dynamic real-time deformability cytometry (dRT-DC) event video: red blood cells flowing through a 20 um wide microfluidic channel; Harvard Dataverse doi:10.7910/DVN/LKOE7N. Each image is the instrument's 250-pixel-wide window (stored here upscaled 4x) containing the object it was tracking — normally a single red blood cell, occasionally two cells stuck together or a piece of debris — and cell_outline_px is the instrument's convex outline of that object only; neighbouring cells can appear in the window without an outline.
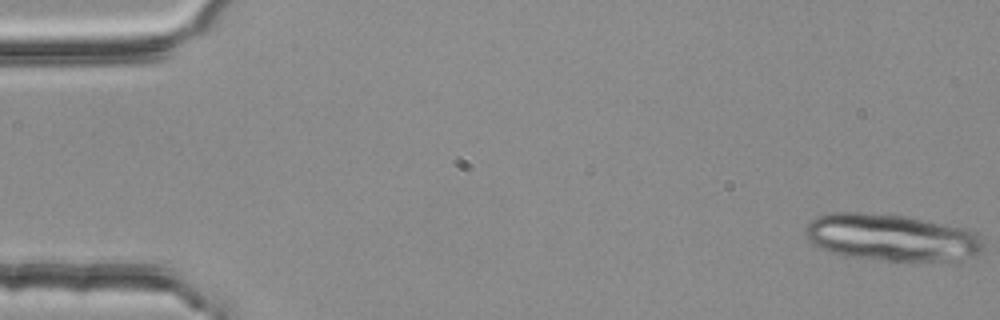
{"species": "common noctule bat (a hibernating species)", "species_latin": "Nyctalus noctula", "temperature_condition": "room temperature", "stored_images_in_passage": 28, "segment_of_instrument_passage": [1, 2], "camera_frame_rate_fps": 3000, "um_per_image_px": 0.085, "animal": {"sex": "female", "body_mass_g": 25.1}, "frame": {"image": 1, "passage_image": 1, "time_ms": 0.0, "image_size_px": [1000, 320], "cell_outline_px": [[984, 248], [976, 256], [960, 264], [896, 264], [844, 256], [820, 248], [812, 244], [808, 240], [804, 232], [804, 228], [816, 216], [832, 212], [860, 212], [908, 216], [968, 228], [984, 236]], "centroid_in_image_um": [75.95, 20.28], "position_along_channel_um": 9.0, "area_um2": 51.96}}